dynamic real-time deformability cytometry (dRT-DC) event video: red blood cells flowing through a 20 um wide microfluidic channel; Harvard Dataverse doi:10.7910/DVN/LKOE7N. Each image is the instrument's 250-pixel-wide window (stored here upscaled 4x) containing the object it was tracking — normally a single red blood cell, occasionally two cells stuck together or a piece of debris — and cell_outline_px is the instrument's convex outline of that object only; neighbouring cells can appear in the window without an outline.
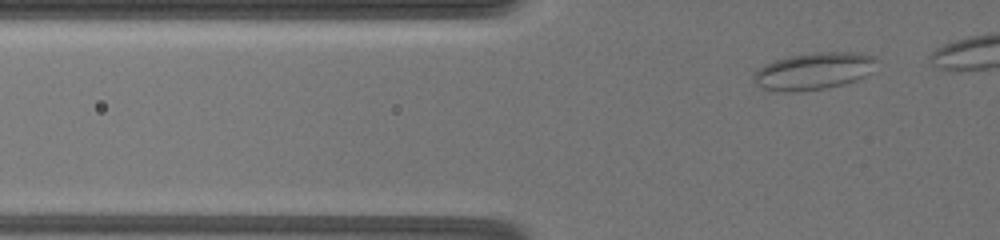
{"species": "common noctule bat (a hibernating species)", "species_latin": "Nyctalus noctula", "temperature_condition": "warm", "stored_images_in_passage": 45, "camera_frame_rate_fps": 3000, "um_per_image_px": 0.085, "animal": {"sex": "female", "body_mass_g": 19.5, "forearm_length_mm": 54.1}, "frame": {"image": 1, "passage_image": 5, "time_ms": 0.667, "image_size_px": [1000, 240], "cell_outline_px": [[876, 60], [864, 76], [856, 80], [824, 88], [792, 92], [784, 92], [760, 88], [752, 80], [752, 76], [764, 64], [788, 56], [820, 52], [860, 52], [872, 56]], "centroid_in_image_um": [69.08, 6.04], "position_along_channel_um": 56.7, "area_um2": 26.07}}
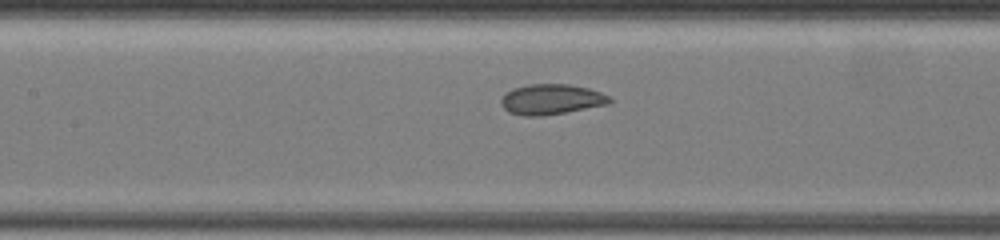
{"frame": {"image": 2, "passage_image": 24, "time_ms": 4.333, "image_size_px": [1000, 240], "cell_outline_px": [[612, 104], [540, 116], [524, 116], [508, 112], [500, 104], [500, 100], [504, 92], [512, 88], [528, 84], [568, 84], [588, 88], [600, 92], [608, 96], [612, 100]], "centroid_in_image_um": [46.83, 8.44], "position_along_channel_um": 160.6, "area_um2": 19.36}}
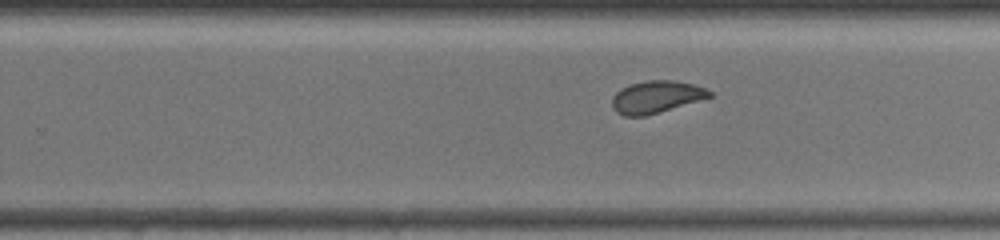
{"frame": {"image": 3, "passage_image": 40, "time_ms": 7.667, "image_size_px": [1000, 240], "cell_outline_px": [[712, 96], [660, 112], [644, 116], [624, 116], [616, 112], [612, 108], [612, 96], [620, 88], [628, 84], [648, 80], [676, 80], [692, 84], [704, 88], [712, 92]], "centroid_in_image_um": [55.73, 8.23], "position_along_channel_um": 274.1, "area_um2": 18.32}}